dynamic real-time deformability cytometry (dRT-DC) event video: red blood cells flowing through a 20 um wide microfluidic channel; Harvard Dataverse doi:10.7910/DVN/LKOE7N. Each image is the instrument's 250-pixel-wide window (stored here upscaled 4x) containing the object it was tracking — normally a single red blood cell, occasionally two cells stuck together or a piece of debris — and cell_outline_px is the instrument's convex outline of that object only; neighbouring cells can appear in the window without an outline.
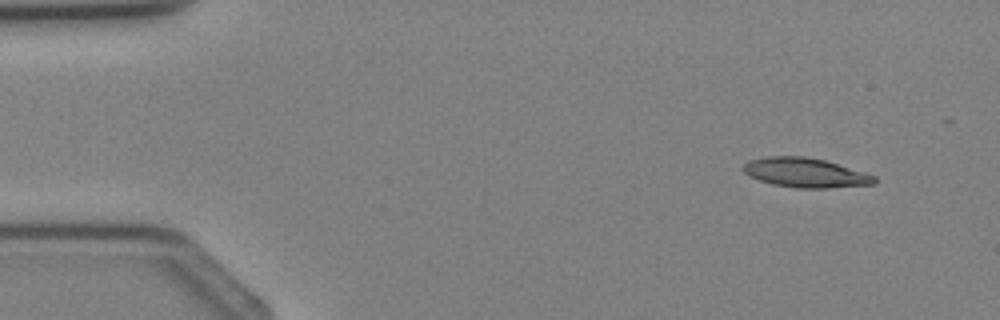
{"species": "Egyptian fruit bat (a non-hibernating species)", "species_latin": "Rousettus aegyptiacus", "temperature_condition": "cold", "stored_images_in_passage": 4, "segment_of_instrument_passage": [1, 2], "camera_frame_rate_fps": 3000, "um_per_image_px": 0.085, "animal": {"sex": "female"}, "frame": {"image": 1, "passage_image": 1, "time_ms": 0.0, "image_size_px": [1000, 320], "cell_outline_px": [[876, 184], [828, 188], [796, 188], [772, 184], [748, 176], [740, 168], [748, 160], [764, 156], [808, 156], [824, 160], [864, 172], [876, 176]], "centroid_in_image_um": [68.42, 14.67], "position_along_channel_um": 16.6, "area_um2": 22.72}}